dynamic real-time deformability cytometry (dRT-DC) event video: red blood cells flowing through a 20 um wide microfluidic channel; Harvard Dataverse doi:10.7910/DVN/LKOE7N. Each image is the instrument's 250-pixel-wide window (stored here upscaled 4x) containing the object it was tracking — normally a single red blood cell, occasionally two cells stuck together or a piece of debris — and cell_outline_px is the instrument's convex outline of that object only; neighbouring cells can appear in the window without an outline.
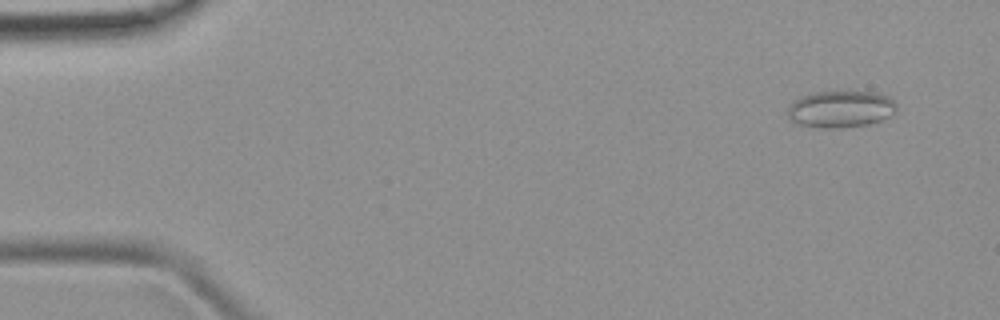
{"species": "common noctule bat (a hibernating species)", "species_latin": "Nyctalus noctula", "temperature_condition": "room temperature", "stored_images_in_passage": 48, "camera_frame_rate_fps": 3000, "um_per_image_px": 0.085, "animal": {"sex": "female", "body_mass_g": 19.9}, "frame": {"image": 1, "passage_image": 3, "time_ms": 0.667, "image_size_px": [1000, 320], "cell_outline_px": [[896, 108], [888, 116], [880, 120], [868, 124], [836, 128], [824, 128], [800, 124], [788, 120], [788, 108], [792, 100], [800, 96], [812, 92], [876, 92], [888, 96], [896, 104]], "centroid_in_image_um": [71.39, 9.26], "position_along_channel_um": 13.6, "area_um2": 23.24}}
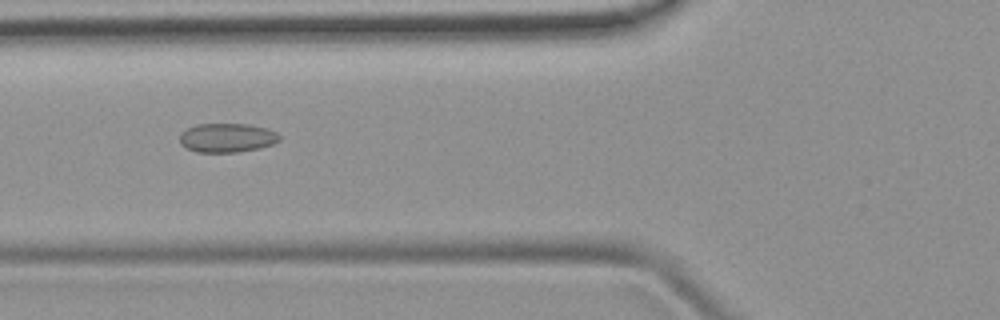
{"frame": {"image": 2, "passage_image": 18, "time_ms": 5.667, "image_size_px": [1000, 320], "cell_outline_px": [[280, 140], [272, 144], [260, 148], [236, 152], [196, 152], [184, 148], [180, 144], [180, 132], [196, 124], [248, 124], [268, 128], [276, 132], [280, 136]], "centroid_in_image_um": [19.28, 11.71], "position_along_channel_um": 106.5, "area_um2": 17.05}}
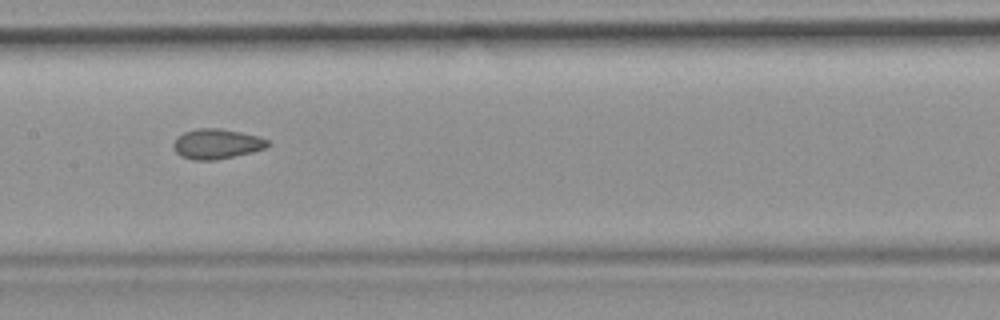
{"frame": {"image": 3, "passage_image": 24, "time_ms": 7.667, "image_size_px": [1000, 320], "cell_outline_px": [[268, 144], [264, 148], [252, 152], [216, 160], [192, 160], [180, 156], [172, 148], [172, 144], [176, 136], [184, 132], [196, 128], [220, 128], [240, 132], [256, 136], [268, 140]], "centroid_in_image_um": [18.34, 12.23], "position_along_channel_um": 189.1, "area_um2": 16.53}}